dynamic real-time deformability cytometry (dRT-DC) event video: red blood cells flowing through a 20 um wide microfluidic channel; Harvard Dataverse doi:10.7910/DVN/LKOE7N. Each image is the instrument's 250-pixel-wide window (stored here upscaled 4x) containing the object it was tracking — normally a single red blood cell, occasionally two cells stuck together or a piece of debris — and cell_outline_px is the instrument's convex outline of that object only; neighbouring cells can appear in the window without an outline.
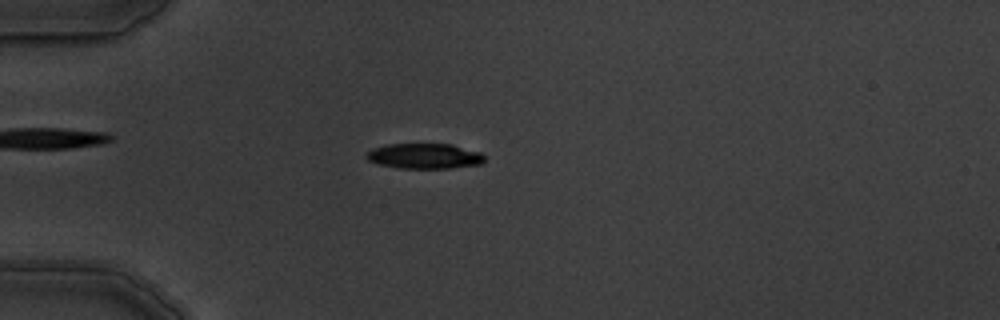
{"species": "common noctule bat (a hibernating species)", "species_latin": "Nyctalus noctula", "temperature_condition": "warm", "stored_images_in_passage": 5, "camera_frame_rate_fps": 3000, "um_per_image_px": 0.085, "animal": {"sex": "male", "body_mass_g": 19.5, "forearm_length_mm": 54.6}, "frame": {"image": 1, "passage_image": 5, "time_ms": 4.667, "image_size_px": [1000, 320], "cell_outline_px": [[484, 160], [480, 164], [448, 168], [396, 168], [380, 164], [368, 160], [364, 156], [372, 148], [388, 144], [452, 144], [480, 152], [484, 156]], "centroid_in_image_um": [36.06, 13.26], "position_along_channel_um": 48.9, "area_um2": 17.34}}